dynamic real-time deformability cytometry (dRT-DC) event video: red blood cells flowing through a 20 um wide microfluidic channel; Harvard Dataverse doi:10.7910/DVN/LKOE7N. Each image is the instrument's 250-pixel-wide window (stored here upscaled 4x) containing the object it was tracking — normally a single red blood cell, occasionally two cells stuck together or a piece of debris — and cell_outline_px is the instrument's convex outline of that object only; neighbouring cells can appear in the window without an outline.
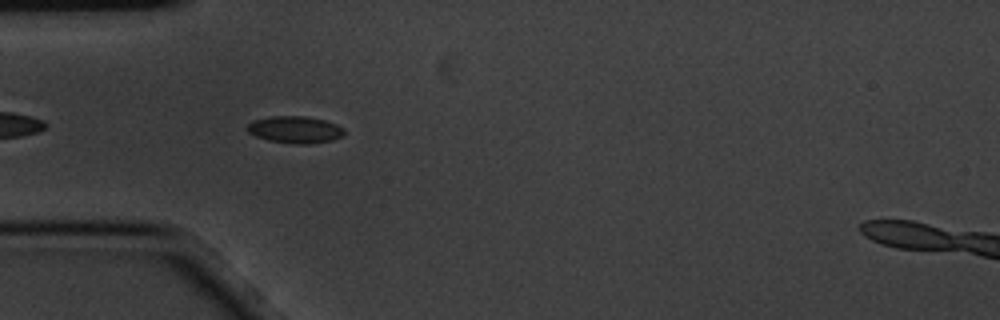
{"species": "common noctule bat (a hibernating species)", "species_latin": "Nyctalus noctula", "temperature_condition": "cold", "stored_images_in_passage": 5, "segment_of_instrument_passage": [2, 2], "camera_frame_rate_fps": 3000, "um_per_image_px": 0.085, "animal": {"sex": "male", "body_mass_g": 20.1, "forearm_length_mm": 53.5}, "frame": {"image": 1, "passage_image": 4, "time_ms": 1.0, "image_size_px": [1000, 320], "cell_outline_px": [[344, 136], [332, 140], [308, 144], [296, 144], [268, 140], [256, 136], [248, 132], [244, 128], [252, 120], [268, 116], [308, 116], [324, 120], [336, 124], [344, 128]], "centroid_in_image_um": [25.06, 11.01], "position_along_channel_um": 59.9, "area_um2": 15.43}}